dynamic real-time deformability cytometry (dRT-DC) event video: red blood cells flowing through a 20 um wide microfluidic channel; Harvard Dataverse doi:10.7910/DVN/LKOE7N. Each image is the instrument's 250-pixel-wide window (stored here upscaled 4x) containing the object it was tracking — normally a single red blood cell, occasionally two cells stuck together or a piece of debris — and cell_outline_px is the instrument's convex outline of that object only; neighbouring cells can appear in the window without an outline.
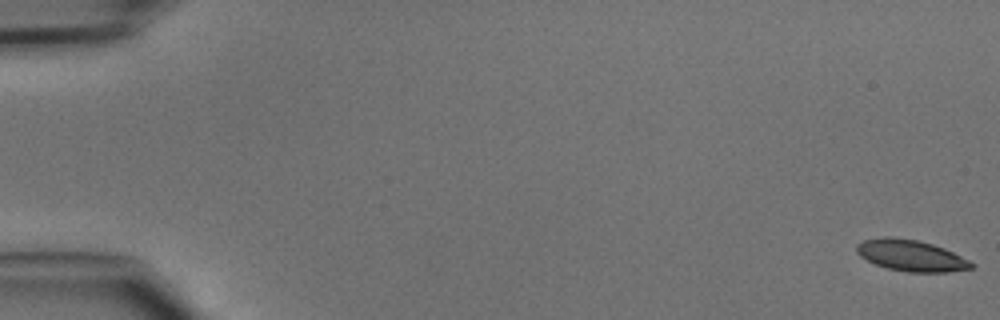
{"species": "common noctule bat (a hibernating species)", "species_latin": "Nyctalus noctula", "temperature_condition": "cold", "stored_images_in_passage": 11, "camera_frame_rate_fps": 3000, "um_per_image_px": 0.085, "animal": {"sex": "male", "body_mass_g": 15.6}, "frame": {"image": 1, "passage_image": 1, "time_ms": 0.0, "image_size_px": [1000, 320], "cell_outline_px": [[976, 264], [972, 268], [948, 272], [908, 272], [888, 268], [876, 264], [860, 256], [856, 252], [856, 244], [864, 240], [880, 236], [892, 236], [916, 240], [932, 244], [944, 248]], "centroid_in_image_um": [77.41, 21.71], "position_along_channel_um": 7.6, "area_um2": 20.87}}